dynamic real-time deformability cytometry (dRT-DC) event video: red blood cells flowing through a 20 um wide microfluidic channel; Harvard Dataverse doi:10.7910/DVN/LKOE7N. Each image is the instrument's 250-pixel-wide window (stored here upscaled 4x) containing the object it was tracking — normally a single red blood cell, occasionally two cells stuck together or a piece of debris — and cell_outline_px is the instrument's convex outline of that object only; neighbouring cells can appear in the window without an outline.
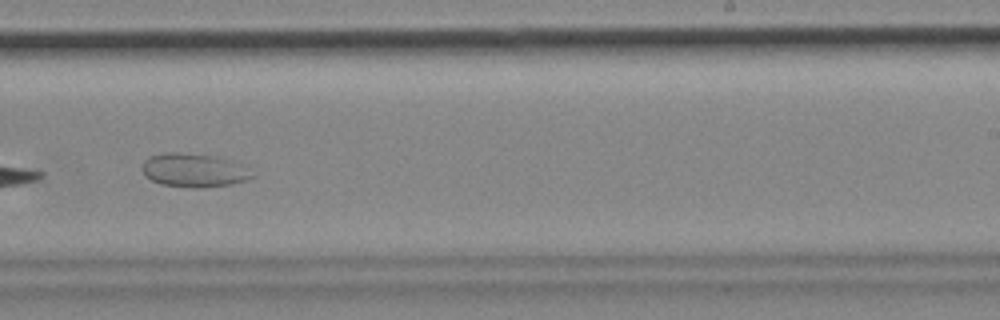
{"species": "common noctule bat (a hibernating species)", "species_latin": "Nyctalus noctula", "temperature_condition": "cold", "stored_images_in_passage": 10, "camera_frame_rate_fps": 3000, "um_per_image_px": 0.085, "animal": {"sex": "female", "body_mass_g": 18.4}, "frame": {"image": 1, "passage_image": 10, "time_ms": 3.0, "image_size_px": [1000, 320], "cell_outline_px": [[256, 176], [232, 184], [200, 188], [192, 188], [160, 184], [144, 176], [140, 168], [144, 160], [148, 156], [164, 152], [176, 152], [212, 156], [228, 160]], "centroid_in_image_um": [16.34, 14.48], "position_along_channel_um": 272.7, "area_um2": 21.27}}